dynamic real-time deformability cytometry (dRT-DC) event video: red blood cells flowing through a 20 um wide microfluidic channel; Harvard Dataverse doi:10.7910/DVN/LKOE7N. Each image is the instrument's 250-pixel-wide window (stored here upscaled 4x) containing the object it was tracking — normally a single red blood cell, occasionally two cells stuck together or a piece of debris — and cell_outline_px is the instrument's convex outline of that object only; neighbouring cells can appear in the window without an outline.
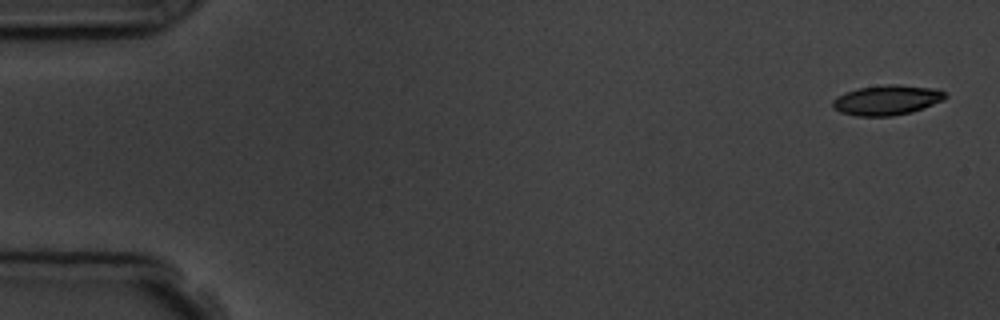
{"species": "common noctule bat (a hibernating species)", "species_latin": "Nyctalus noctula", "temperature_condition": "room temperature", "stored_images_in_passage": 6, "camera_frame_rate_fps": 3000, "um_per_image_px": 0.085, "animal": {"sex": "male", "body_mass_g": 19.5, "forearm_length_mm": 54.6}, "frame": {"image": 1, "passage_image": 1, "time_ms": 0.0, "image_size_px": [1000, 320], "cell_outline_px": [[948, 96], [944, 100], [912, 112], [892, 116], [856, 116], [840, 112], [832, 108], [832, 100], [836, 96], [844, 92], [856, 88], [888, 84], [896, 84], [936, 88], [948, 92]], "centroid_in_image_um": [75.39, 8.5], "position_along_channel_um": 9.6, "area_um2": 20.06}}
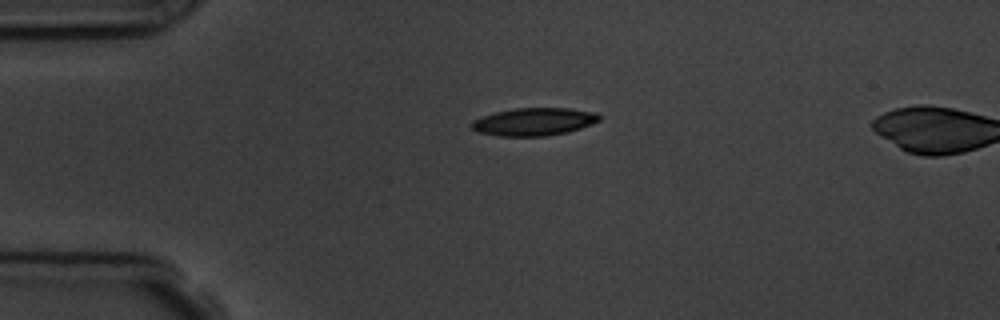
{"frame": {"image": 2, "passage_image": 4, "time_ms": 3.667, "image_size_px": [1000, 320], "cell_outline_px": [[600, 120], [592, 124], [568, 132], [544, 136], [500, 136], [476, 132], [472, 128], [472, 120], [496, 112], [516, 108], [568, 108], [596, 112], [600, 116]], "centroid_in_image_um": [45.4, 10.35], "position_along_channel_um": 39.6, "area_um2": 20.58}}